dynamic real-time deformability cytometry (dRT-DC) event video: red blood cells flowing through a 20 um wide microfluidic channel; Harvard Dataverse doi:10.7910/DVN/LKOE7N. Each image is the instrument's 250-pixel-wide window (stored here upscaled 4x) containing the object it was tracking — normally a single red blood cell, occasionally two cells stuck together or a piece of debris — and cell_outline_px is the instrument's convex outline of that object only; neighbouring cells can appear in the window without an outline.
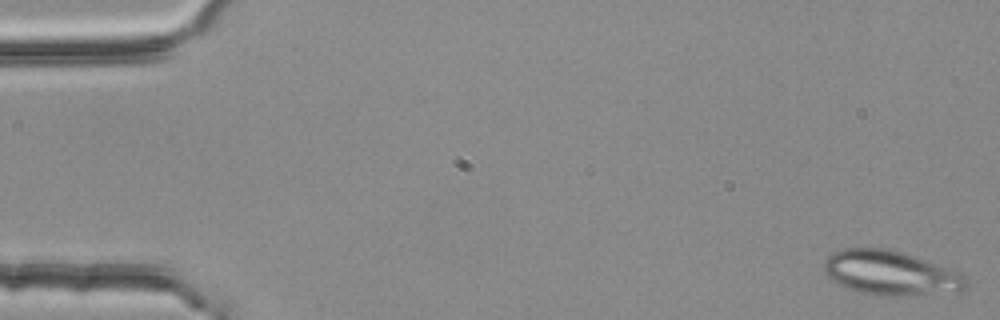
{"species": "common noctule bat (a hibernating species)", "species_latin": "Nyctalus noctula", "temperature_condition": "room temperature", "stored_images_in_passage": 16, "camera_frame_rate_fps": 3000, "um_per_image_px": 0.085, "animal": {"sex": "female", "body_mass_g": 25.1}, "frame": {"image": 1, "passage_image": 1, "time_ms": 0.0, "image_size_px": [1000, 320], "cell_outline_px": [[968, 284], [960, 292], [900, 296], [880, 296], [860, 292], [848, 288], [828, 280], [824, 272], [824, 260], [832, 252], [844, 248], [888, 248], [904, 252], [916, 256], [956, 272], [964, 276]], "centroid_in_image_um": [75.65, 23.21], "position_along_channel_um": 9.4, "area_um2": 37.05}}